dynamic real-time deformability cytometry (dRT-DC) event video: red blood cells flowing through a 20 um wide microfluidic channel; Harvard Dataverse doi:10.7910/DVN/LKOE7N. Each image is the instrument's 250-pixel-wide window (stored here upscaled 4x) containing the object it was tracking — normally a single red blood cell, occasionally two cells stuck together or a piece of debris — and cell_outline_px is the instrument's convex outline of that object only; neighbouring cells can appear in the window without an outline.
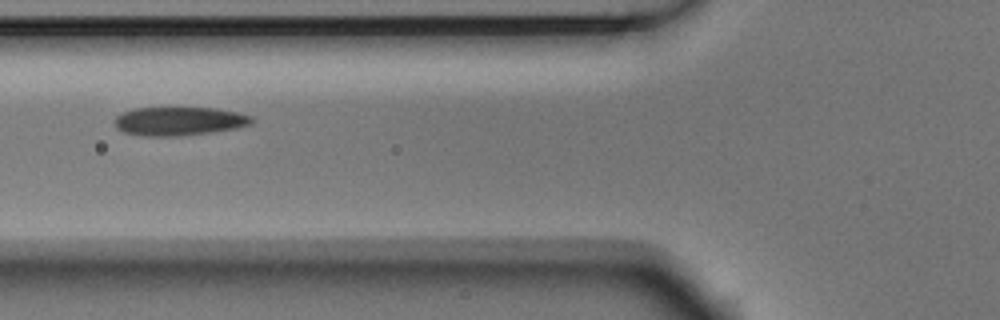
{"species": "Egyptian fruit bat (a non-hibernating species)", "species_latin": "Rousettus aegyptiacus", "temperature_condition": "room temperature", "stored_images_in_passage": 4, "camera_frame_rate_fps": 3000, "um_per_image_px": 0.085, "animal": {"sex": "male"}, "frame": {"image": 1, "passage_image": 2, "time_ms": 0.333, "image_size_px": [1000, 320], "cell_outline_px": [[252, 124], [236, 128], [180, 136], [140, 136], [124, 132], [116, 128], [116, 116], [124, 112], [136, 108], [216, 108], [236, 112], [252, 116]], "centroid_in_image_um": [15.22, 10.3], "position_along_channel_um": 110.6, "area_um2": 22.66}}
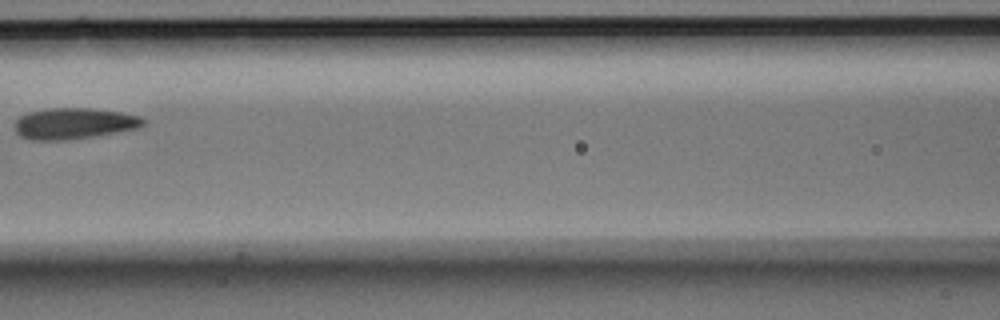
{"frame": {"image": 2, "passage_image": 3, "time_ms": 0.667, "image_size_px": [1000, 320], "cell_outline_px": [[144, 124], [140, 128], [96, 136], [68, 140], [32, 140], [20, 136], [16, 132], [16, 120], [20, 116], [28, 112], [48, 108], [88, 108], [120, 112], [140, 116], [144, 120]], "centroid_in_image_um": [6.3, 10.5], "position_along_channel_um": 160.3, "area_um2": 23.35}}
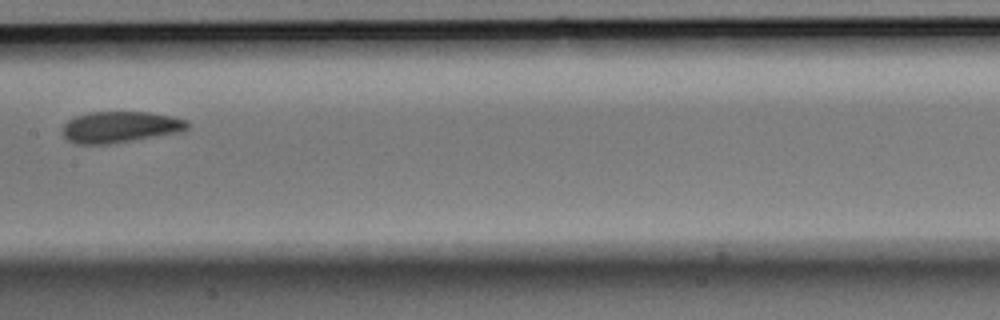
{"frame": {"image": 3, "passage_image": 4, "time_ms": 1.0, "image_size_px": [1000, 320], "cell_outline_px": [[192, 124], [188, 128], [180, 132], [108, 144], [76, 144], [68, 140], [64, 136], [64, 124], [72, 116], [88, 112], [148, 112], [172, 116], [188, 120]], "centroid_in_image_um": [10.23, 10.78], "position_along_channel_um": 197.2, "area_um2": 22.83}}